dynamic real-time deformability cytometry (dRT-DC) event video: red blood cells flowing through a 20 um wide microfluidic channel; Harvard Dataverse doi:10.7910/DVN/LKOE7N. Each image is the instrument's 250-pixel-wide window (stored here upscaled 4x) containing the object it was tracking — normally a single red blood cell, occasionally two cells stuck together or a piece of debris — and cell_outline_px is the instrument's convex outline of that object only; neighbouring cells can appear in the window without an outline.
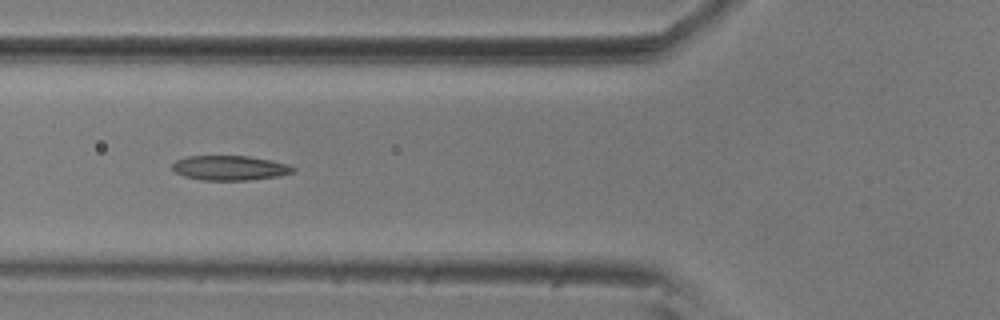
{"species": "common noctule bat (a hibernating species)", "species_latin": "Nyctalus noctula", "temperature_condition": "room temperature", "stored_images_in_passage": 9, "camera_frame_rate_fps": 3000, "um_per_image_px": 0.085, "animal": {"sex": "male", "body_mass_g": 20.5, "forearm_length_mm": 52.5}, "frame": {"image": 1, "passage_image": 7, "time_ms": 2.0, "image_size_px": [1000, 320], "cell_outline_px": [[296, 168], [292, 172], [280, 176], [248, 180], [200, 180], [184, 176], [176, 172], [172, 168], [172, 164], [176, 160], [188, 156], [248, 156], [272, 160], [288, 164]], "centroid_in_image_um": [19.54, 14.27], "position_along_channel_um": 106.3, "area_um2": 17.4}}
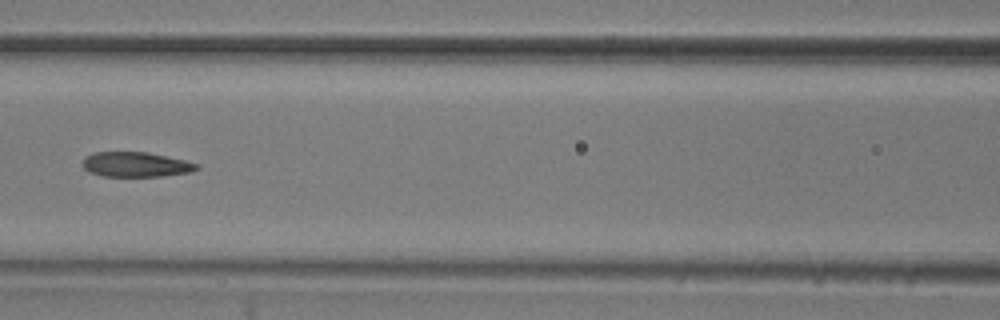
{"frame": {"image": 2, "passage_image": 8, "time_ms": 2.333, "image_size_px": [1000, 320], "cell_outline_px": [[200, 168], [192, 172], [160, 176], [104, 176], [88, 172], [80, 164], [84, 156], [92, 152], [148, 152], [184, 160], [200, 164]], "centroid_in_image_um": [11.51, 13.97], "position_along_channel_um": 155.1, "area_um2": 16.76}}
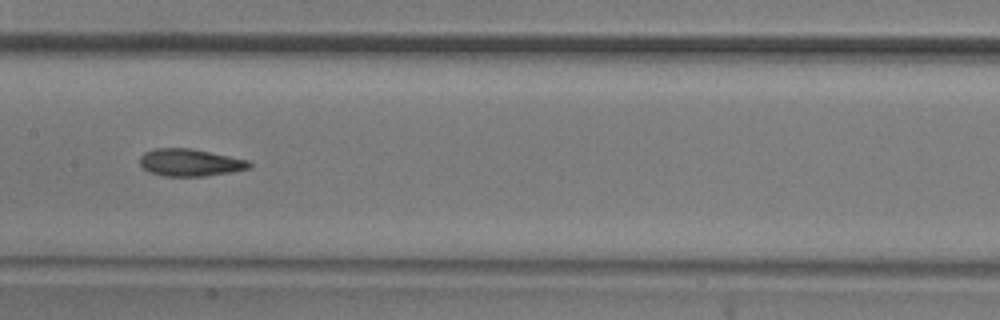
{"frame": {"image": 3, "passage_image": 9, "time_ms": 2.667, "image_size_px": [1000, 320], "cell_outline_px": [[252, 168], [232, 172], [204, 176], [164, 176], [148, 172], [140, 164], [140, 156], [144, 152], [156, 148], [192, 148], [248, 160], [252, 164]], "centroid_in_image_um": [16.16, 13.81], "position_along_channel_um": 191.2, "area_um2": 17.51}}